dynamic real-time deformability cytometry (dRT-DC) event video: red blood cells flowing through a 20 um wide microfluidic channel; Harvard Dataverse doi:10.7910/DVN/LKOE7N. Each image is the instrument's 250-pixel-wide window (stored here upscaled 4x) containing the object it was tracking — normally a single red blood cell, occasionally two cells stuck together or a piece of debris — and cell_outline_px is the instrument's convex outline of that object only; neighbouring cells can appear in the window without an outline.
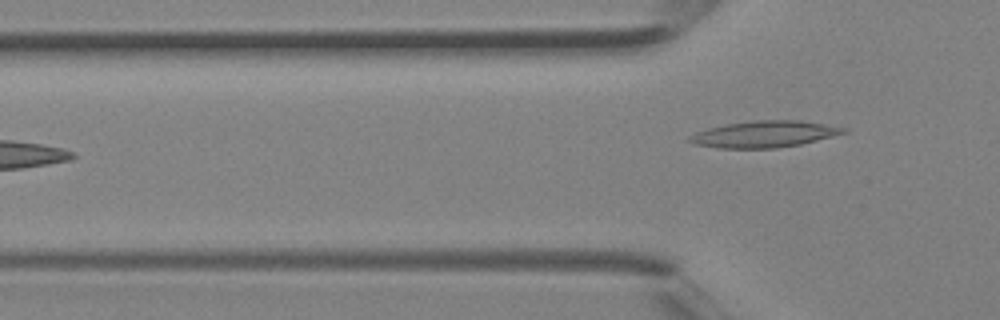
{"species": "Egyptian fruit bat (a non-hibernating species)", "species_latin": "Rousettus aegyptiacus", "temperature_condition": "room temperature", "stored_images_in_passage": 3, "camera_frame_rate_fps": 3000, "um_per_image_px": 0.085, "animal": {"sex": "female"}, "frame": {"image": 1, "passage_image": 3, "time_ms": 0.667, "image_size_px": [1000, 320], "cell_outline_px": [[848, 132], [800, 144], [776, 148], [720, 148], [696, 144], [688, 140], [688, 136], [696, 132], [708, 128], [728, 124], [752, 120], [800, 120], [848, 128]], "centroid_in_image_um": [64.97, 11.39], "position_along_channel_um": 60.8, "area_um2": 23.58}}